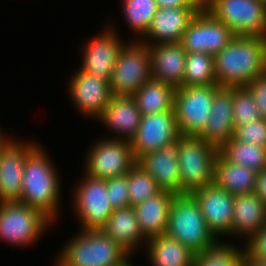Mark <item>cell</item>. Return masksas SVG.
I'll use <instances>...</instances> for the list:
<instances>
[{
	"instance_id": "obj_1",
	"label": "cell",
	"mask_w": 266,
	"mask_h": 266,
	"mask_svg": "<svg viewBox=\"0 0 266 266\" xmlns=\"http://www.w3.org/2000/svg\"><path fill=\"white\" fill-rule=\"evenodd\" d=\"M214 67L221 88L245 87L266 72V38L235 36L214 56Z\"/></svg>"
},
{
	"instance_id": "obj_2",
	"label": "cell",
	"mask_w": 266,
	"mask_h": 266,
	"mask_svg": "<svg viewBox=\"0 0 266 266\" xmlns=\"http://www.w3.org/2000/svg\"><path fill=\"white\" fill-rule=\"evenodd\" d=\"M56 172L42 146L37 145L24 162L22 191L17 201L38 209L53 222L58 217L61 199L60 179Z\"/></svg>"
},
{
	"instance_id": "obj_3",
	"label": "cell",
	"mask_w": 266,
	"mask_h": 266,
	"mask_svg": "<svg viewBox=\"0 0 266 266\" xmlns=\"http://www.w3.org/2000/svg\"><path fill=\"white\" fill-rule=\"evenodd\" d=\"M75 235L57 256L56 266H120L131 258L101 229H81Z\"/></svg>"
},
{
	"instance_id": "obj_4",
	"label": "cell",
	"mask_w": 266,
	"mask_h": 266,
	"mask_svg": "<svg viewBox=\"0 0 266 266\" xmlns=\"http://www.w3.org/2000/svg\"><path fill=\"white\" fill-rule=\"evenodd\" d=\"M165 234L181 242L194 254L204 251L218 240L209 230L200 207L191 194L174 196Z\"/></svg>"
},
{
	"instance_id": "obj_5",
	"label": "cell",
	"mask_w": 266,
	"mask_h": 266,
	"mask_svg": "<svg viewBox=\"0 0 266 266\" xmlns=\"http://www.w3.org/2000/svg\"><path fill=\"white\" fill-rule=\"evenodd\" d=\"M178 164L181 194H191L214 182V164L219 149L200 136L180 135Z\"/></svg>"
},
{
	"instance_id": "obj_6",
	"label": "cell",
	"mask_w": 266,
	"mask_h": 266,
	"mask_svg": "<svg viewBox=\"0 0 266 266\" xmlns=\"http://www.w3.org/2000/svg\"><path fill=\"white\" fill-rule=\"evenodd\" d=\"M49 224L52 221L36 208L17 201L0 202V240L5 243L16 247L31 245Z\"/></svg>"
},
{
	"instance_id": "obj_7",
	"label": "cell",
	"mask_w": 266,
	"mask_h": 266,
	"mask_svg": "<svg viewBox=\"0 0 266 266\" xmlns=\"http://www.w3.org/2000/svg\"><path fill=\"white\" fill-rule=\"evenodd\" d=\"M203 7L235 36L266 38V7L260 0H205Z\"/></svg>"
},
{
	"instance_id": "obj_8",
	"label": "cell",
	"mask_w": 266,
	"mask_h": 266,
	"mask_svg": "<svg viewBox=\"0 0 266 266\" xmlns=\"http://www.w3.org/2000/svg\"><path fill=\"white\" fill-rule=\"evenodd\" d=\"M149 79L151 66L148 46L139 39L125 43L119 51L109 81L111 93L115 96H133Z\"/></svg>"
},
{
	"instance_id": "obj_9",
	"label": "cell",
	"mask_w": 266,
	"mask_h": 266,
	"mask_svg": "<svg viewBox=\"0 0 266 266\" xmlns=\"http://www.w3.org/2000/svg\"><path fill=\"white\" fill-rule=\"evenodd\" d=\"M220 88L217 84L176 87L173 109L180 134L198 136L204 130Z\"/></svg>"
},
{
	"instance_id": "obj_10",
	"label": "cell",
	"mask_w": 266,
	"mask_h": 266,
	"mask_svg": "<svg viewBox=\"0 0 266 266\" xmlns=\"http://www.w3.org/2000/svg\"><path fill=\"white\" fill-rule=\"evenodd\" d=\"M90 149L86 154L85 174L95 178L126 175L137 161L129 140L106 137L96 141Z\"/></svg>"
},
{
	"instance_id": "obj_11",
	"label": "cell",
	"mask_w": 266,
	"mask_h": 266,
	"mask_svg": "<svg viewBox=\"0 0 266 266\" xmlns=\"http://www.w3.org/2000/svg\"><path fill=\"white\" fill-rule=\"evenodd\" d=\"M73 207L83 230L102 229L114 211L110 205L106 179L85 175L77 184Z\"/></svg>"
},
{
	"instance_id": "obj_12",
	"label": "cell",
	"mask_w": 266,
	"mask_h": 266,
	"mask_svg": "<svg viewBox=\"0 0 266 266\" xmlns=\"http://www.w3.org/2000/svg\"><path fill=\"white\" fill-rule=\"evenodd\" d=\"M235 37L234 33L203 6L190 21L181 40L187 53H208L215 56Z\"/></svg>"
},
{
	"instance_id": "obj_13",
	"label": "cell",
	"mask_w": 266,
	"mask_h": 266,
	"mask_svg": "<svg viewBox=\"0 0 266 266\" xmlns=\"http://www.w3.org/2000/svg\"><path fill=\"white\" fill-rule=\"evenodd\" d=\"M178 130L174 109L161 113L142 115L139 128L130 140L136 160L143 154L177 142Z\"/></svg>"
},
{
	"instance_id": "obj_14",
	"label": "cell",
	"mask_w": 266,
	"mask_h": 266,
	"mask_svg": "<svg viewBox=\"0 0 266 266\" xmlns=\"http://www.w3.org/2000/svg\"><path fill=\"white\" fill-rule=\"evenodd\" d=\"M37 145L34 141L23 143L9 138L0 146V202L19 200L24 162Z\"/></svg>"
},
{
	"instance_id": "obj_15",
	"label": "cell",
	"mask_w": 266,
	"mask_h": 266,
	"mask_svg": "<svg viewBox=\"0 0 266 266\" xmlns=\"http://www.w3.org/2000/svg\"><path fill=\"white\" fill-rule=\"evenodd\" d=\"M68 86V93L74 106L85 116L95 119L100 116L113 97L108 80L81 69L71 76Z\"/></svg>"
},
{
	"instance_id": "obj_16",
	"label": "cell",
	"mask_w": 266,
	"mask_h": 266,
	"mask_svg": "<svg viewBox=\"0 0 266 266\" xmlns=\"http://www.w3.org/2000/svg\"><path fill=\"white\" fill-rule=\"evenodd\" d=\"M108 26L103 33H99L86 45L84 44L83 62L79 69L110 81L117 56L125 43L120 40L113 25Z\"/></svg>"
},
{
	"instance_id": "obj_17",
	"label": "cell",
	"mask_w": 266,
	"mask_h": 266,
	"mask_svg": "<svg viewBox=\"0 0 266 266\" xmlns=\"http://www.w3.org/2000/svg\"><path fill=\"white\" fill-rule=\"evenodd\" d=\"M200 207L207 226L213 235L231 236L235 196L214 183L191 193Z\"/></svg>"
},
{
	"instance_id": "obj_18",
	"label": "cell",
	"mask_w": 266,
	"mask_h": 266,
	"mask_svg": "<svg viewBox=\"0 0 266 266\" xmlns=\"http://www.w3.org/2000/svg\"><path fill=\"white\" fill-rule=\"evenodd\" d=\"M200 9L201 7L158 8L148 31L139 41L146 45L181 42L190 21Z\"/></svg>"
},
{
	"instance_id": "obj_19",
	"label": "cell",
	"mask_w": 266,
	"mask_h": 266,
	"mask_svg": "<svg viewBox=\"0 0 266 266\" xmlns=\"http://www.w3.org/2000/svg\"><path fill=\"white\" fill-rule=\"evenodd\" d=\"M178 142L141 155L136 164L149 173L157 186L175 195L181 194L178 164Z\"/></svg>"
},
{
	"instance_id": "obj_20",
	"label": "cell",
	"mask_w": 266,
	"mask_h": 266,
	"mask_svg": "<svg viewBox=\"0 0 266 266\" xmlns=\"http://www.w3.org/2000/svg\"><path fill=\"white\" fill-rule=\"evenodd\" d=\"M150 55L151 78L175 87L183 83L187 52L180 42L147 45Z\"/></svg>"
},
{
	"instance_id": "obj_21",
	"label": "cell",
	"mask_w": 266,
	"mask_h": 266,
	"mask_svg": "<svg viewBox=\"0 0 266 266\" xmlns=\"http://www.w3.org/2000/svg\"><path fill=\"white\" fill-rule=\"evenodd\" d=\"M233 88H220L214 95L204 130L198 135L218 149L233 137Z\"/></svg>"
},
{
	"instance_id": "obj_22",
	"label": "cell",
	"mask_w": 266,
	"mask_h": 266,
	"mask_svg": "<svg viewBox=\"0 0 266 266\" xmlns=\"http://www.w3.org/2000/svg\"><path fill=\"white\" fill-rule=\"evenodd\" d=\"M141 113L132 96H115L111 98L100 116L104 126L119 134L112 139L131 140L139 128Z\"/></svg>"
},
{
	"instance_id": "obj_23",
	"label": "cell",
	"mask_w": 266,
	"mask_h": 266,
	"mask_svg": "<svg viewBox=\"0 0 266 266\" xmlns=\"http://www.w3.org/2000/svg\"><path fill=\"white\" fill-rule=\"evenodd\" d=\"M175 194L161 190L133 206L142 234L147 238L166 233L169 210Z\"/></svg>"
},
{
	"instance_id": "obj_24",
	"label": "cell",
	"mask_w": 266,
	"mask_h": 266,
	"mask_svg": "<svg viewBox=\"0 0 266 266\" xmlns=\"http://www.w3.org/2000/svg\"><path fill=\"white\" fill-rule=\"evenodd\" d=\"M266 224V204L253 192L236 195L233 205L231 235L243 238ZM240 235V236H239ZM243 235V236H242Z\"/></svg>"
},
{
	"instance_id": "obj_25",
	"label": "cell",
	"mask_w": 266,
	"mask_h": 266,
	"mask_svg": "<svg viewBox=\"0 0 266 266\" xmlns=\"http://www.w3.org/2000/svg\"><path fill=\"white\" fill-rule=\"evenodd\" d=\"M101 230L130 255L148 240L141 232L132 206L115 209Z\"/></svg>"
},
{
	"instance_id": "obj_26",
	"label": "cell",
	"mask_w": 266,
	"mask_h": 266,
	"mask_svg": "<svg viewBox=\"0 0 266 266\" xmlns=\"http://www.w3.org/2000/svg\"><path fill=\"white\" fill-rule=\"evenodd\" d=\"M256 176L255 170L228 162L220 153L215 159L213 183L234 196L253 192Z\"/></svg>"
},
{
	"instance_id": "obj_27",
	"label": "cell",
	"mask_w": 266,
	"mask_h": 266,
	"mask_svg": "<svg viewBox=\"0 0 266 266\" xmlns=\"http://www.w3.org/2000/svg\"><path fill=\"white\" fill-rule=\"evenodd\" d=\"M145 247L152 266H193L194 264L195 254L166 234L149 238Z\"/></svg>"
},
{
	"instance_id": "obj_28",
	"label": "cell",
	"mask_w": 266,
	"mask_h": 266,
	"mask_svg": "<svg viewBox=\"0 0 266 266\" xmlns=\"http://www.w3.org/2000/svg\"><path fill=\"white\" fill-rule=\"evenodd\" d=\"M176 87L156 79H149L132 96L141 115L173 110Z\"/></svg>"
},
{
	"instance_id": "obj_29",
	"label": "cell",
	"mask_w": 266,
	"mask_h": 266,
	"mask_svg": "<svg viewBox=\"0 0 266 266\" xmlns=\"http://www.w3.org/2000/svg\"><path fill=\"white\" fill-rule=\"evenodd\" d=\"M219 153L228 161L259 172L266 167V148L252 143L237 141L233 137L226 141Z\"/></svg>"
},
{
	"instance_id": "obj_30",
	"label": "cell",
	"mask_w": 266,
	"mask_h": 266,
	"mask_svg": "<svg viewBox=\"0 0 266 266\" xmlns=\"http://www.w3.org/2000/svg\"><path fill=\"white\" fill-rule=\"evenodd\" d=\"M217 84L214 56L208 53H187L185 73L181 86H207Z\"/></svg>"
},
{
	"instance_id": "obj_31",
	"label": "cell",
	"mask_w": 266,
	"mask_h": 266,
	"mask_svg": "<svg viewBox=\"0 0 266 266\" xmlns=\"http://www.w3.org/2000/svg\"><path fill=\"white\" fill-rule=\"evenodd\" d=\"M244 257L243 248L218 239L209 248L195 254L193 266H243Z\"/></svg>"
},
{
	"instance_id": "obj_32",
	"label": "cell",
	"mask_w": 266,
	"mask_h": 266,
	"mask_svg": "<svg viewBox=\"0 0 266 266\" xmlns=\"http://www.w3.org/2000/svg\"><path fill=\"white\" fill-rule=\"evenodd\" d=\"M123 13L130 30L142 38L152 22L153 16L158 10L155 0H123Z\"/></svg>"
},
{
	"instance_id": "obj_33",
	"label": "cell",
	"mask_w": 266,
	"mask_h": 266,
	"mask_svg": "<svg viewBox=\"0 0 266 266\" xmlns=\"http://www.w3.org/2000/svg\"><path fill=\"white\" fill-rule=\"evenodd\" d=\"M161 189L157 186L153 177L140 166H135L128 172V195L130 206L158 194Z\"/></svg>"
},
{
	"instance_id": "obj_34",
	"label": "cell",
	"mask_w": 266,
	"mask_h": 266,
	"mask_svg": "<svg viewBox=\"0 0 266 266\" xmlns=\"http://www.w3.org/2000/svg\"><path fill=\"white\" fill-rule=\"evenodd\" d=\"M232 113L234 126L261 118L256 103L246 87H233Z\"/></svg>"
},
{
	"instance_id": "obj_35",
	"label": "cell",
	"mask_w": 266,
	"mask_h": 266,
	"mask_svg": "<svg viewBox=\"0 0 266 266\" xmlns=\"http://www.w3.org/2000/svg\"><path fill=\"white\" fill-rule=\"evenodd\" d=\"M233 138L266 148V120L260 118L244 125L234 126Z\"/></svg>"
},
{
	"instance_id": "obj_36",
	"label": "cell",
	"mask_w": 266,
	"mask_h": 266,
	"mask_svg": "<svg viewBox=\"0 0 266 266\" xmlns=\"http://www.w3.org/2000/svg\"><path fill=\"white\" fill-rule=\"evenodd\" d=\"M106 189L113 210L130 207L128 195V173L106 179Z\"/></svg>"
},
{
	"instance_id": "obj_37",
	"label": "cell",
	"mask_w": 266,
	"mask_h": 266,
	"mask_svg": "<svg viewBox=\"0 0 266 266\" xmlns=\"http://www.w3.org/2000/svg\"><path fill=\"white\" fill-rule=\"evenodd\" d=\"M244 253L248 259L266 261V224L247 238Z\"/></svg>"
},
{
	"instance_id": "obj_38",
	"label": "cell",
	"mask_w": 266,
	"mask_h": 266,
	"mask_svg": "<svg viewBox=\"0 0 266 266\" xmlns=\"http://www.w3.org/2000/svg\"><path fill=\"white\" fill-rule=\"evenodd\" d=\"M262 119L266 120V72L255 76L246 86Z\"/></svg>"
},
{
	"instance_id": "obj_39",
	"label": "cell",
	"mask_w": 266,
	"mask_h": 266,
	"mask_svg": "<svg viewBox=\"0 0 266 266\" xmlns=\"http://www.w3.org/2000/svg\"><path fill=\"white\" fill-rule=\"evenodd\" d=\"M158 8L202 7L201 0H155Z\"/></svg>"
},
{
	"instance_id": "obj_40",
	"label": "cell",
	"mask_w": 266,
	"mask_h": 266,
	"mask_svg": "<svg viewBox=\"0 0 266 266\" xmlns=\"http://www.w3.org/2000/svg\"><path fill=\"white\" fill-rule=\"evenodd\" d=\"M253 193L266 204V167L257 172Z\"/></svg>"
},
{
	"instance_id": "obj_41",
	"label": "cell",
	"mask_w": 266,
	"mask_h": 266,
	"mask_svg": "<svg viewBox=\"0 0 266 266\" xmlns=\"http://www.w3.org/2000/svg\"><path fill=\"white\" fill-rule=\"evenodd\" d=\"M243 266H266V261H259L254 259H248L244 257Z\"/></svg>"
},
{
	"instance_id": "obj_42",
	"label": "cell",
	"mask_w": 266,
	"mask_h": 266,
	"mask_svg": "<svg viewBox=\"0 0 266 266\" xmlns=\"http://www.w3.org/2000/svg\"><path fill=\"white\" fill-rule=\"evenodd\" d=\"M4 133L1 131V128H0V146L9 138L7 137V135L5 134V136H3Z\"/></svg>"
},
{
	"instance_id": "obj_43",
	"label": "cell",
	"mask_w": 266,
	"mask_h": 266,
	"mask_svg": "<svg viewBox=\"0 0 266 266\" xmlns=\"http://www.w3.org/2000/svg\"><path fill=\"white\" fill-rule=\"evenodd\" d=\"M130 260L127 259L122 265L120 266H132L131 263L129 262Z\"/></svg>"
},
{
	"instance_id": "obj_44",
	"label": "cell",
	"mask_w": 266,
	"mask_h": 266,
	"mask_svg": "<svg viewBox=\"0 0 266 266\" xmlns=\"http://www.w3.org/2000/svg\"><path fill=\"white\" fill-rule=\"evenodd\" d=\"M260 1L266 7V0H260Z\"/></svg>"
}]
</instances>
